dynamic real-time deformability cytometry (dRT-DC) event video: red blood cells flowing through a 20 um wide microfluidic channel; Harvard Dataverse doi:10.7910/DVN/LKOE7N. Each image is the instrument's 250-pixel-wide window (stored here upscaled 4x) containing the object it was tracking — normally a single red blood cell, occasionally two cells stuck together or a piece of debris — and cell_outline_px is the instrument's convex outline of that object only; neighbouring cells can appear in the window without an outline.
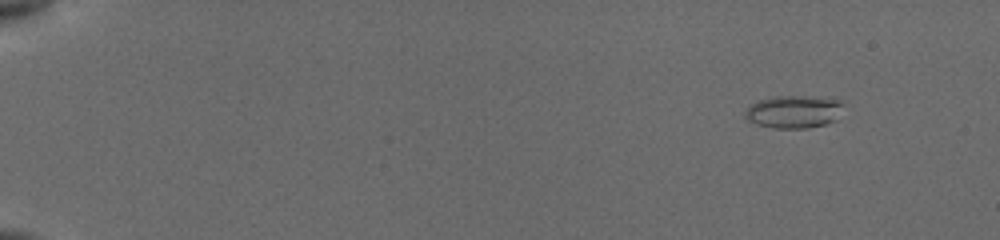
{"species": "common noctule bat (a hibernating species)", "species_latin": "Nyctalus noctula", "temperature_condition": "cold", "stored_images_in_passage": 18, "camera_frame_rate_fps": 3000, "um_per_image_px": 0.085, "animal": {"sex": "female", "body_mass_g": 19.5, "forearm_length_mm": 54.1}, "frame": {"image": 1, "passage_image": 1, "time_ms": 0.0, "image_size_px": [1000, 240], "cell_outline_px": [[840, 104], [836, 120], [824, 124], [804, 128], [776, 128], [756, 124], [748, 120], [744, 116], [744, 112], [752, 104], [760, 100], [776, 96], [808, 96], [836, 100]], "centroid_in_image_um": [67.39, 9.5], "position_along_channel_um": 17.6, "area_um2": 18.15}}
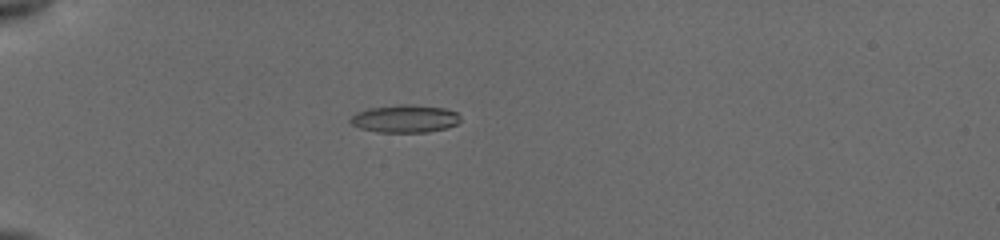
{"frame": {"image": 2, "passage_image": 12, "time_ms": 4.0, "image_size_px": [1000, 240], "cell_outline_px": [[460, 120], [456, 124], [448, 128], [428, 132], [376, 132], [360, 128], [352, 124], [348, 120], [356, 112], [368, 108], [400, 104], [408, 104], [444, 108], [456, 112], [460, 116]], "centroid_in_image_um": [34.41, 10.09], "position_along_channel_um": 50.6, "area_um2": 17.86}}
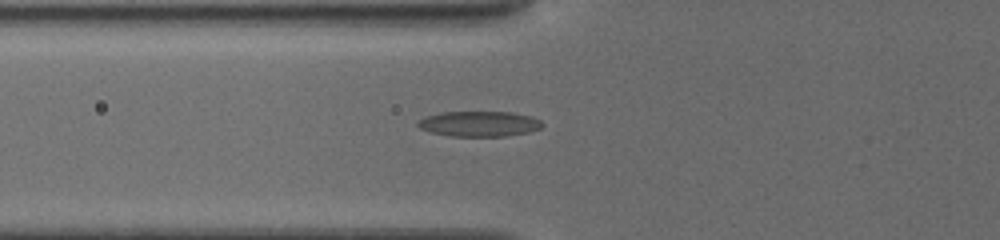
{"frame": {"image": 3, "passage_image": 17, "time_ms": 5.667, "image_size_px": [1000, 240], "cell_outline_px": [[544, 124], [540, 128], [528, 132], [504, 136], [448, 136], [432, 132], [420, 128], [416, 124], [416, 120], [424, 116], [440, 112], [512, 112], [532, 116], [540, 120]], "centroid_in_image_um": [40.7, 10.51], "position_along_channel_um": 85.1, "area_um2": 18.5}}